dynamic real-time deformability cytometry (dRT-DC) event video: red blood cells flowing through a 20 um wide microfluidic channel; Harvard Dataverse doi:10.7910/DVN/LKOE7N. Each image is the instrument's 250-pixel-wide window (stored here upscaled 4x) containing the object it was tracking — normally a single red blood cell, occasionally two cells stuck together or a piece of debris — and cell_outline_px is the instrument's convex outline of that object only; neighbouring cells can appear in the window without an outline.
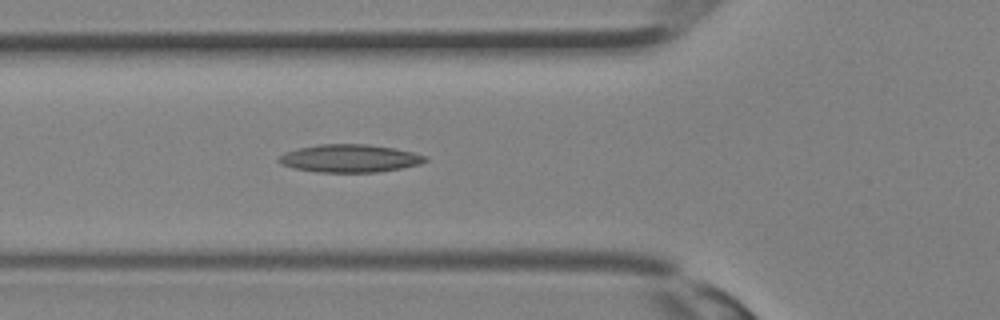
{"species": "Egyptian fruit bat (a non-hibernating species)", "species_latin": "Rousettus aegyptiacus", "temperature_condition": "room temperature", "stored_images_in_passage": 34, "segment_of_instrument_passage": [1, 2], "camera_frame_rate_fps": 3000, "um_per_image_px": 0.085, "animal": {"sex": "female"}, "frame": {"image": 1, "passage_image": 12, "time_ms": 3.667, "image_size_px": [1000, 320], "cell_outline_px": [[428, 160], [420, 164], [400, 168], [376, 172], [316, 172], [292, 168], [280, 164], [276, 160], [284, 152], [296, 148], [320, 144], [368, 144], [396, 148], [428, 156]], "centroid_in_image_um": [29.7, 13.45], "position_along_channel_um": 96.1, "area_um2": 23.99}}
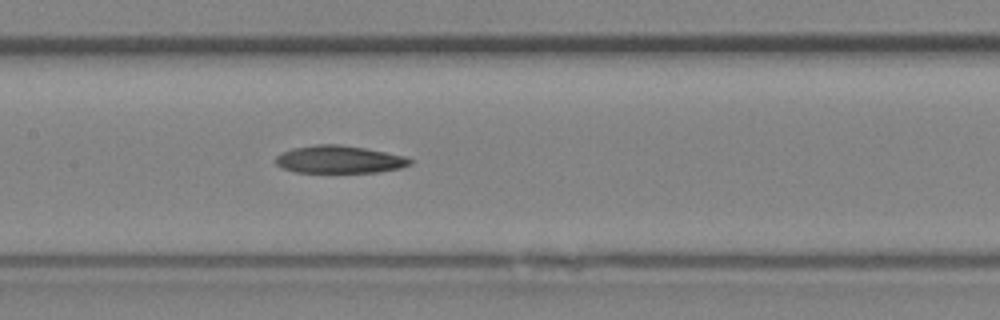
{"frame": {"image": 2, "passage_image": 16, "time_ms": 5.0, "image_size_px": [1000, 320], "cell_outline_px": [[412, 164], [400, 168], [380, 172], [296, 172], [284, 168], [276, 164], [276, 156], [280, 152], [292, 148], [316, 144], [340, 144], [364, 148], [404, 156], [412, 160]], "centroid_in_image_um": [28.82, 13.55], "position_along_channel_um": 178.6, "area_um2": 21.56}}
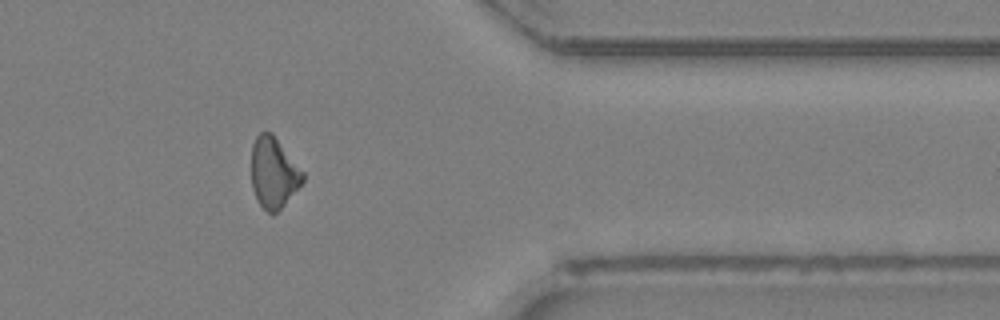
{"frame": {"image": 3, "passage_image": 27, "time_ms": 8.667, "image_size_px": [1000, 320], "cell_outline_px": [[304, 180], [284, 204], [272, 216], [256, 200], [252, 188], [252, 144], [256, 136], [260, 132], [272, 132], [304, 172]], "centroid_in_image_um": [23.24, 14.67], "position_along_channel_um": 388.2, "area_um2": 21.1}}